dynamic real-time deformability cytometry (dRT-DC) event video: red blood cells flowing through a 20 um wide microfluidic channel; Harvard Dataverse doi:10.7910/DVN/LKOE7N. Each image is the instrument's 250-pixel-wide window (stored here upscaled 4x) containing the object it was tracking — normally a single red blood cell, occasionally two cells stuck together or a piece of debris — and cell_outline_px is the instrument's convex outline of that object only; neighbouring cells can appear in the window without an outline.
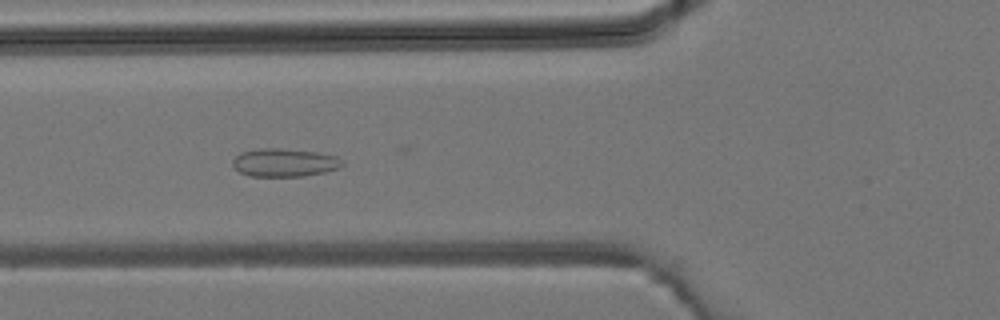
{"species": "common noctule bat (a hibernating species)", "species_latin": "Nyctalus noctula", "temperature_condition": "room temperature", "stored_images_in_passage": 42, "camera_frame_rate_fps": 3000, "um_per_image_px": 0.085, "animal": {"sex": "male", "body_mass_g": 19.2, "forearm_length_mm": 51.8}, "frame": {"image": 1, "passage_image": 15, "time_ms": 4.667, "image_size_px": [1000, 320], "cell_outline_px": [[344, 164], [340, 168], [324, 172], [304, 176], [248, 176], [240, 172], [232, 164], [232, 160], [240, 152], [260, 148], [280, 148], [316, 152], [336, 156]], "centroid_in_image_um": [24.16, 13.82], "position_along_channel_um": 101.6, "area_um2": 17.98}}
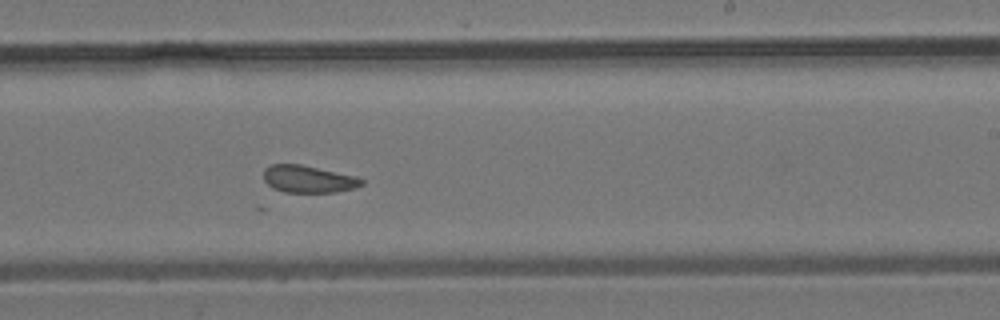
{"frame": {"image": 2, "passage_image": 25, "time_ms": 8.0, "image_size_px": [1000, 320], "cell_outline_px": [[364, 184], [356, 188], [336, 192], [284, 192], [272, 188], [264, 180], [264, 168], [272, 164], [300, 164], [356, 176], [364, 180]], "centroid_in_image_um": [26.22, 15.22], "position_along_channel_um": 262.8, "area_um2": 15.61}}
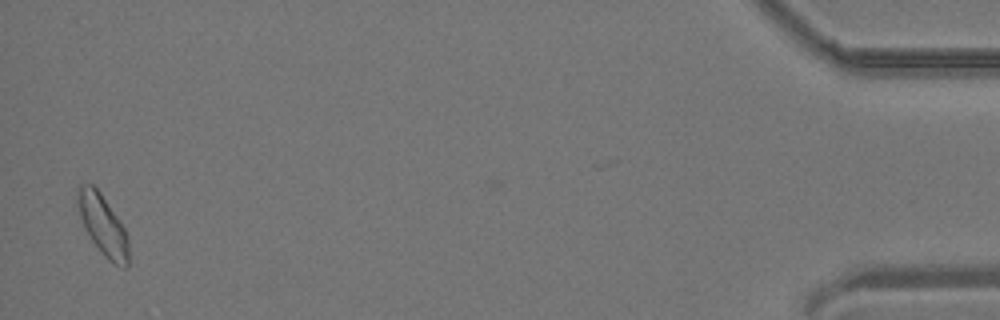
{"frame": {"image": 3, "passage_image": 41, "time_ms": 13.333, "image_size_px": [1000, 320], "cell_outline_px": [[128, 268], [120, 268], [112, 264], [100, 252], [84, 228], [76, 204], [76, 188], [80, 184], [92, 184], [100, 192], [124, 228], [128, 236]], "centroid_in_image_um": [8.72, 19.15], "position_along_channel_um": 426.5, "area_um2": 18.15}}